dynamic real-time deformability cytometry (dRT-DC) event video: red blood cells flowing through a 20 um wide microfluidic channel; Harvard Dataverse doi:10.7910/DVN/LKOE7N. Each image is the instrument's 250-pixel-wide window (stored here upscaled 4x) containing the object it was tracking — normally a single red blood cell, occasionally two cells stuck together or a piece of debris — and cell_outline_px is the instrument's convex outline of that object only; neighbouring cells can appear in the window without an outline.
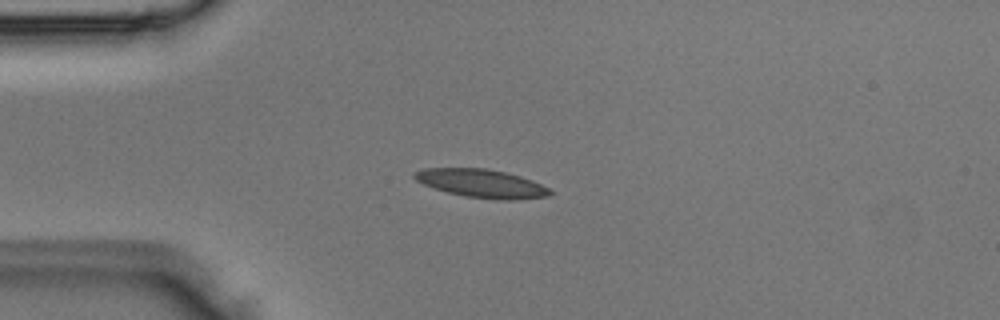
{"species": "Egyptian fruit bat (a non-hibernating species)", "species_latin": "Rousettus aegyptiacus", "temperature_condition": "room temperature", "stored_images_in_passage": 3, "camera_frame_rate_fps": 3000, "um_per_image_px": 0.085, "animal": {"sex": "male"}, "frame": {"image": 1, "passage_image": 2, "time_ms": 0.333, "image_size_px": [1000, 320], "cell_outline_px": [[552, 192], [548, 196], [512, 200], [496, 200], [468, 196], [448, 192], [432, 188], [416, 180], [412, 176], [412, 172], [424, 168], [488, 168], [520, 176], [532, 180], [548, 188]], "centroid_in_image_um": [40.9, 15.58], "position_along_channel_um": 44.1, "area_um2": 22.31}}